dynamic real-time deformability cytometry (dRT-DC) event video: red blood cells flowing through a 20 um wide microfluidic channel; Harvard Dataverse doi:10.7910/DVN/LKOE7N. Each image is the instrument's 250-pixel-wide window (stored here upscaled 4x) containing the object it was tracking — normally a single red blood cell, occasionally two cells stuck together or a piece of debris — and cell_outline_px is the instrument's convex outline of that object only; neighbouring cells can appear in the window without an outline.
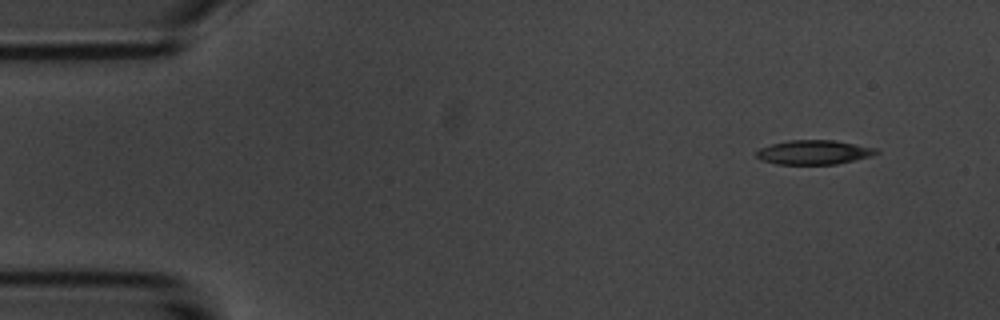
{"species": "common noctule bat (a hibernating species)", "species_latin": "Nyctalus noctula", "temperature_condition": "room temperature", "stored_images_in_passage": 4, "camera_frame_rate_fps": 3000, "um_per_image_px": 0.085, "animal": {"sex": "male", "body_mass_g": 20.1, "forearm_length_mm": 53.5}, "frame": {"image": 1, "passage_image": 1, "time_ms": 0.0, "image_size_px": [1000, 320], "cell_outline_px": [[880, 152], [872, 156], [856, 160], [836, 164], [776, 164], [760, 160], [756, 156], [756, 152], [760, 148], [772, 144], [788, 140], [832, 140], [876, 148]], "centroid_in_image_um": [69.17, 12.95], "position_along_channel_um": 15.8, "area_um2": 16.94}}
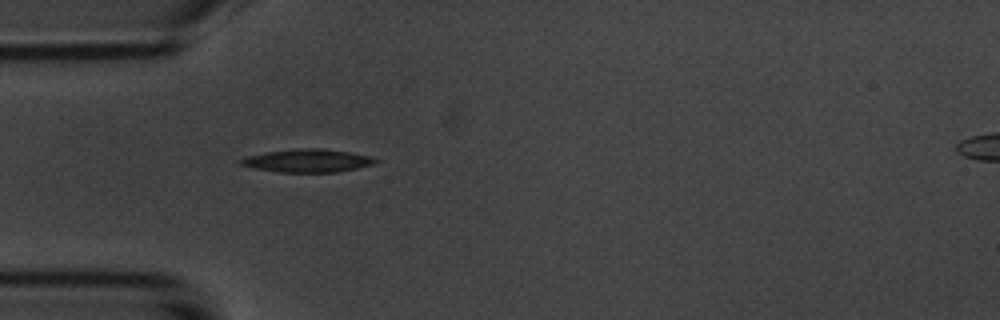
{"frame": {"image": 2, "passage_image": 4, "time_ms": 3.667, "image_size_px": [1000, 320], "cell_outline_px": [[380, 160], [376, 164], [336, 172], [280, 172], [256, 168], [240, 164], [236, 160], [248, 156], [268, 152], [300, 148], [320, 148], [348, 152], [368, 156]], "centroid_in_image_um": [26.16, 13.66], "position_along_channel_um": 58.8, "area_um2": 17.86}}